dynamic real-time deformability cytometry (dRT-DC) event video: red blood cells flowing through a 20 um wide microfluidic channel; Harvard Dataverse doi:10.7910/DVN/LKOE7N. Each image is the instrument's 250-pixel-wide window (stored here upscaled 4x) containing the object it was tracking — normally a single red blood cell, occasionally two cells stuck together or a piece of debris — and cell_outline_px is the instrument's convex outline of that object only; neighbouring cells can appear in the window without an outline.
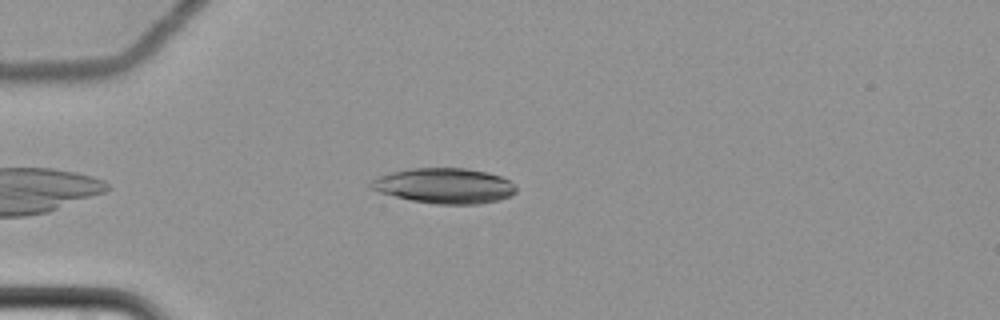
{"species": "common noctule bat (a hibernating species)", "species_latin": "Nyctalus noctula", "temperature_condition": "cold", "stored_images_in_passage": 50, "camera_frame_rate_fps": 3000, "um_per_image_px": 0.085, "animal": {"sex": "female", "body_mass_g": 22.7, "forearm_length_mm": 54.2}, "frame": {"image": 1, "passage_image": 7, "time_ms": 2.0, "image_size_px": [1000, 320], "cell_outline_px": [[516, 192], [512, 196], [500, 200], [476, 204], [436, 204], [412, 200], [380, 192], [372, 188], [368, 184], [376, 176], [408, 168], [464, 168], [488, 172], [500, 176], [508, 180], [516, 188]], "centroid_in_image_um": [37.78, 15.78], "position_along_channel_um": 47.2, "area_um2": 29.82}}
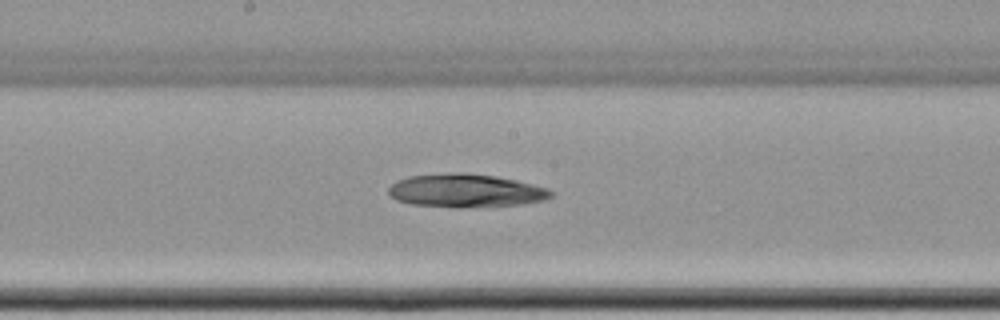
{"frame": {"image": 2, "passage_image": 23, "time_ms": 7.333, "image_size_px": [1000, 320], "cell_outline_px": [[556, 192], [552, 196], [544, 200], [524, 204], [460, 208], [456, 208], [412, 204], [396, 200], [388, 196], [388, 188], [396, 180], [408, 176], [496, 176], [516, 180], [548, 188]], "centroid_in_image_um": [39.62, 16.27], "position_along_channel_um": 208.6, "area_um2": 30.58}}
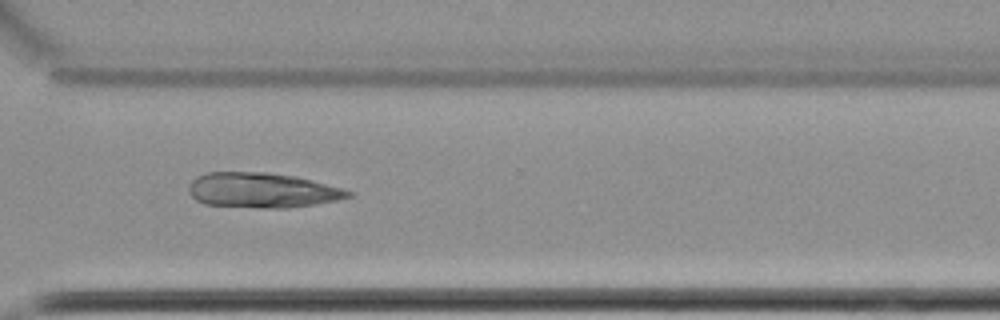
{"frame": {"image": 3, "passage_image": 35, "time_ms": 11.333, "image_size_px": [1000, 320], "cell_outline_px": [[352, 196], [336, 200], [316, 204], [288, 208], [268, 208], [204, 204], [196, 200], [188, 192], [188, 188], [192, 180], [196, 176], [208, 172], [264, 172], [296, 176], [344, 188], [352, 192]], "centroid_in_image_um": [22.28, 16.17], "position_along_channel_um": 348.3, "area_um2": 32.6}}